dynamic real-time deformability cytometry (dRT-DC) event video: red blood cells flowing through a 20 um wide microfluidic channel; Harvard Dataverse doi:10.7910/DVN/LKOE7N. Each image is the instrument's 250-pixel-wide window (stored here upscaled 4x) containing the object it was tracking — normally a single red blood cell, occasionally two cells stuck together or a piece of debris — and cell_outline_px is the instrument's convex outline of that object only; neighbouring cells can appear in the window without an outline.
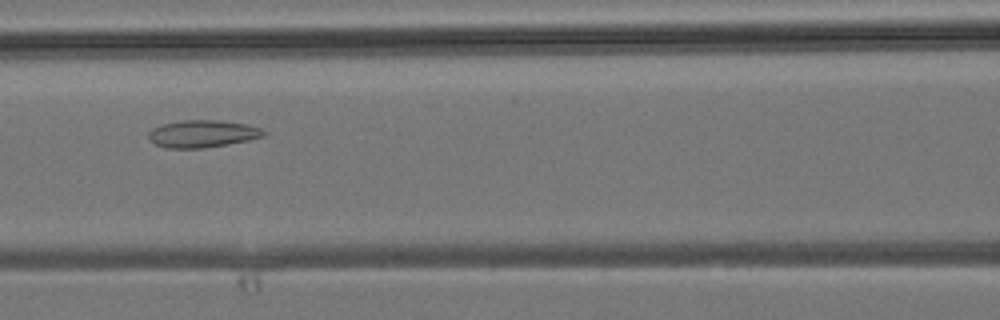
{"species": "common noctule bat (a hibernating species)", "species_latin": "Nyctalus noctula", "temperature_condition": "room temperature", "stored_images_in_passage": 26, "camera_frame_rate_fps": 3000, "um_per_image_px": 0.085, "animal": {"sex": "male", "body_mass_g": 19.2, "forearm_length_mm": 51.8}, "frame": {"image": 1, "passage_image": 6, "time_ms": 1.667, "image_size_px": [1000, 320], "cell_outline_px": [[268, 132], [264, 136], [248, 140], [228, 144], [204, 148], [164, 148], [148, 140], [148, 132], [152, 128], [160, 124], [184, 120], [216, 120], [248, 124], [260, 128]], "centroid_in_image_um": [17.19, 11.37], "position_along_channel_um": 149.4, "area_um2": 18.5}}
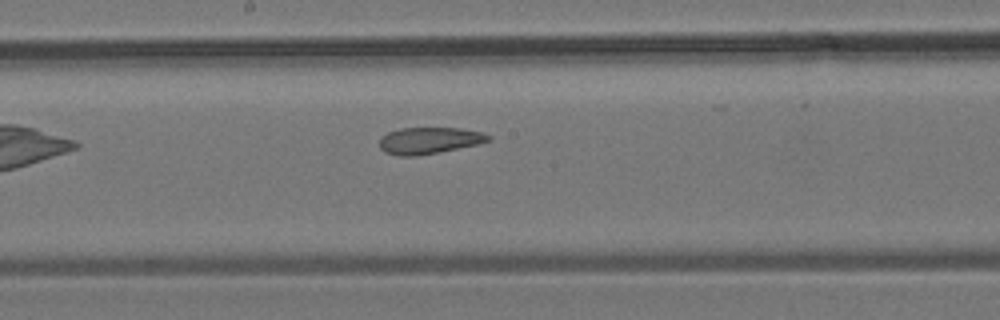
{"frame": {"image": 2, "passage_image": 10, "time_ms": 3.0, "image_size_px": [1000, 320], "cell_outline_px": [[492, 140], [476, 144], [440, 152], [416, 156], [400, 156], [384, 152], [380, 148], [380, 136], [388, 132], [400, 128], [460, 128], [480, 132], [492, 136]], "centroid_in_image_um": [36.46, 11.94], "position_along_channel_um": 211.7, "area_um2": 16.88}}
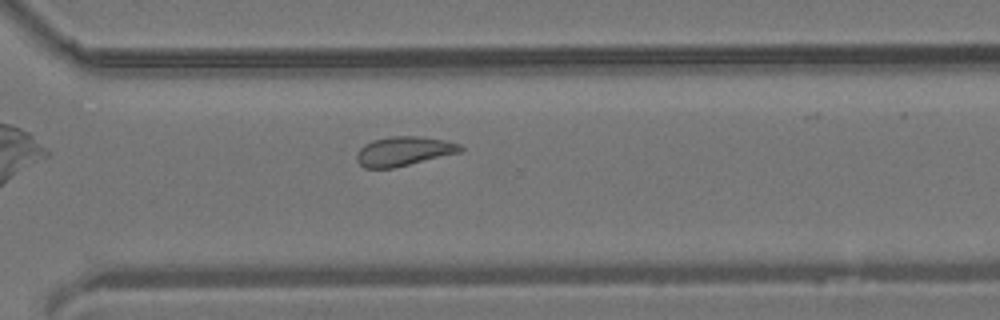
{"frame": {"image": 3, "passage_image": 18, "time_ms": 5.667, "image_size_px": [1000, 320], "cell_outline_px": [[464, 148], [460, 152], [392, 168], [364, 168], [356, 160], [356, 156], [360, 148], [364, 144], [376, 140], [392, 136], [420, 136], [444, 140], [460, 144]], "centroid_in_image_um": [34.31, 12.85], "position_along_channel_um": 336.3, "area_um2": 17.46}}